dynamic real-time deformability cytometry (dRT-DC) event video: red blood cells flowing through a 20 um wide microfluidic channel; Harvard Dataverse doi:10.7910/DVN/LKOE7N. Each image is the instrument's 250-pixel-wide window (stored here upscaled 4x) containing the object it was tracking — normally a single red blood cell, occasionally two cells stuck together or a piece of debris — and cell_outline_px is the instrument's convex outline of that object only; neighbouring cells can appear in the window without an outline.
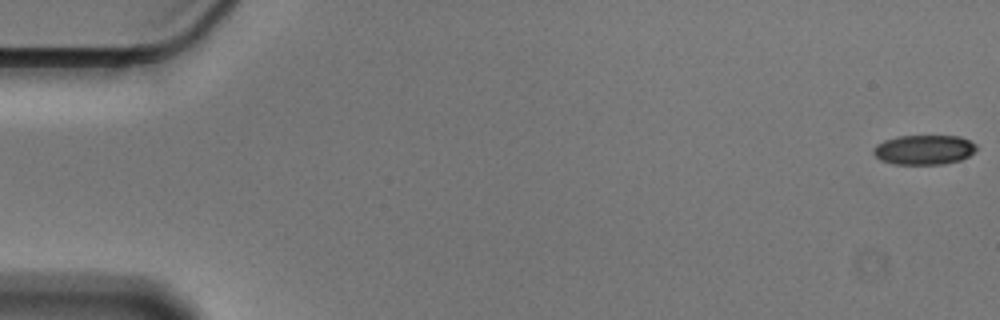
{"species": "Egyptian fruit bat (a non-hibernating species)", "species_latin": "Rousettus aegyptiacus", "temperature_condition": "cold", "stored_images_in_passage": 10, "camera_frame_rate_fps": 3000, "um_per_image_px": 0.085, "animal": {"sex": "male"}, "frame": {"image": 1, "passage_image": 1, "time_ms": 0.0, "image_size_px": [1000, 320], "cell_outline_px": [[976, 148], [968, 156], [960, 160], [944, 164], [892, 164], [880, 160], [872, 152], [872, 148], [876, 144], [884, 140], [896, 136], [960, 136], [976, 144]], "centroid_in_image_um": [78.49, 12.73], "position_along_channel_um": 6.5, "area_um2": 17.86}}